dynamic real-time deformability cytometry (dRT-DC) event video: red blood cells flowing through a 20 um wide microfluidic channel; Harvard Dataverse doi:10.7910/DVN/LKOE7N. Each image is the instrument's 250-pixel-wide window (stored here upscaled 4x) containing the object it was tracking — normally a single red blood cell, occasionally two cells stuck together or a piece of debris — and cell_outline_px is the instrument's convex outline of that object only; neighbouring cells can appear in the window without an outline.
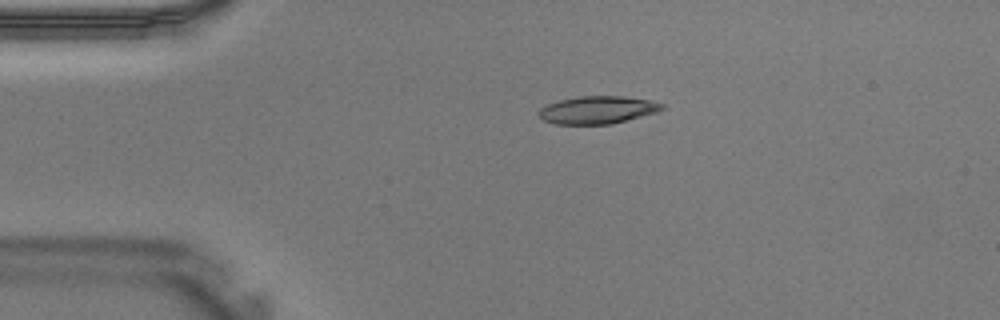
{"species": "Egyptian fruit bat (a non-hibernating species)", "species_latin": "Rousettus aegyptiacus", "temperature_condition": "warm", "stored_images_in_passage": 33, "camera_frame_rate_fps": 3000, "um_per_image_px": 0.085, "animal": {"sex": "male"}, "frame": {"image": 1, "passage_image": 1, "time_ms": 0.0, "image_size_px": [1000, 320], "cell_outline_px": [[664, 108], [656, 112], [612, 124], [556, 124], [544, 120], [536, 112], [540, 108], [556, 100], [580, 96], [624, 96], [652, 100], [664, 104]], "centroid_in_image_um": [50.78, 9.33], "position_along_channel_um": 34.2, "area_um2": 19.94}}
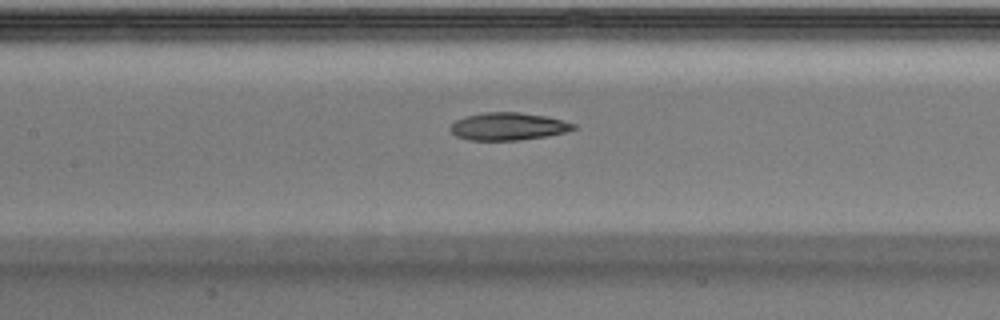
{"frame": {"image": 2, "passage_image": 11, "time_ms": 3.333, "image_size_px": [1000, 320], "cell_outline_px": [[576, 128], [568, 132], [520, 140], [468, 140], [456, 136], [452, 132], [452, 124], [456, 120], [468, 116], [484, 112], [520, 112], [548, 116], [576, 124]], "centroid_in_image_um": [43.24, 10.74], "position_along_channel_um": 164.2, "area_um2": 19.71}}
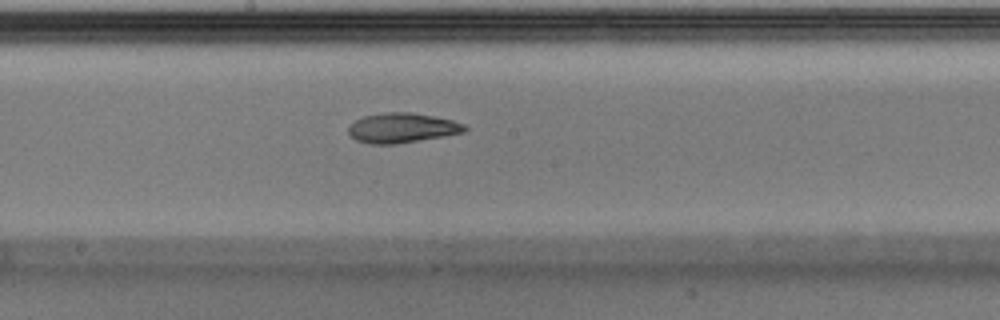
{"frame": {"image": 3, "passage_image": 14, "time_ms": 4.333, "image_size_px": [1000, 320], "cell_outline_px": [[468, 128], [464, 132], [444, 136], [396, 144], [368, 144], [356, 140], [348, 136], [348, 128], [356, 120], [364, 116], [384, 112], [412, 112], [452, 120], [464, 124]], "centroid_in_image_um": [34.15, 10.88], "position_along_channel_um": 214.1, "area_um2": 20.23}}